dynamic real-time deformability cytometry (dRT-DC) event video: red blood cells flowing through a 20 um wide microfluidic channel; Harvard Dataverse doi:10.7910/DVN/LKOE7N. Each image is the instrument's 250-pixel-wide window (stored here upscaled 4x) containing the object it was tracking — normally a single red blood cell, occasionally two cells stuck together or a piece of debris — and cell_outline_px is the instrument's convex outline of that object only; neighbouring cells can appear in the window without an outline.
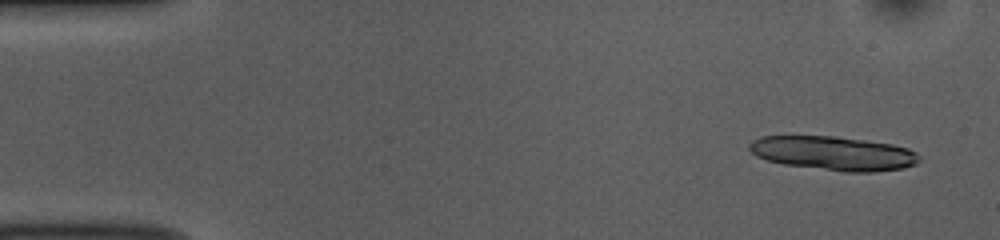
{"species": "common noctule bat (a hibernating species)", "species_latin": "Nyctalus noctula", "temperature_condition": "room temperature", "stored_images_in_passage": 48, "camera_frame_rate_fps": 3000, "um_per_image_px": 0.085, "animal": {"sex": "female", "body_mass_g": 10.0, "forearm_length_mm": 53.1}, "frame": {"image": 1, "passage_image": 3, "time_ms": 0.667, "image_size_px": [1000, 240], "cell_outline_px": [[920, 160], [916, 164], [904, 168], [876, 172], [844, 172], [784, 164], [768, 160], [756, 156], [748, 148], [748, 144], [752, 140], [764, 136], [836, 136], [892, 144], [908, 148], [916, 152], [920, 156]], "centroid_in_image_um": [70.88, 13.03], "position_along_channel_um": 14.1, "area_um2": 33.81}}
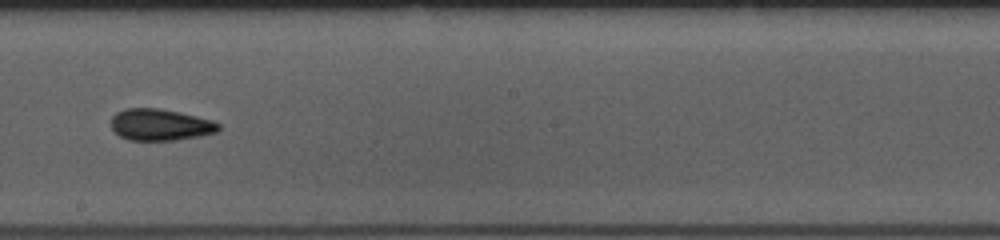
{"frame": {"image": 2, "passage_image": 30, "time_ms": 9.667, "image_size_px": [1000, 240], "cell_outline_px": [[220, 128], [216, 132], [200, 136], [172, 140], [128, 140], [120, 136], [112, 128], [112, 116], [116, 112], [124, 108], [156, 108], [180, 112], [212, 120], [220, 124]], "centroid_in_image_um": [13.61, 10.59], "position_along_channel_um": 234.6, "area_um2": 19.71}}
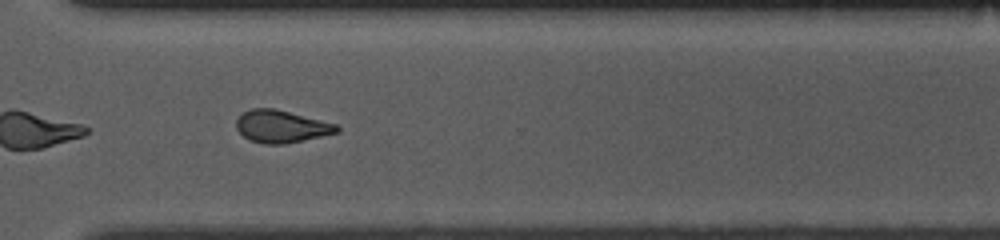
{"frame": {"image": 3, "passage_image": 39, "time_ms": 12.667, "image_size_px": [1000, 240], "cell_outline_px": [[340, 132], [284, 144], [264, 144], [248, 140], [236, 128], [236, 120], [244, 112], [252, 108], [272, 108], [336, 124], [340, 128]], "centroid_in_image_um": [23.89, 10.76], "position_along_channel_um": 346.7, "area_um2": 18.73}, "authors_computed_cell_mechanics": {"area_um2": 20.1144, "velocity_mm_per_s": 3.7433, "shape_relaxation_time_tau1_ms": 6.3272, "shape_relaxation_time_tau2_ms": 4.7134, "deformation_change_tau1": 0.1296, "deformation_change_tau2": 0.1299}}